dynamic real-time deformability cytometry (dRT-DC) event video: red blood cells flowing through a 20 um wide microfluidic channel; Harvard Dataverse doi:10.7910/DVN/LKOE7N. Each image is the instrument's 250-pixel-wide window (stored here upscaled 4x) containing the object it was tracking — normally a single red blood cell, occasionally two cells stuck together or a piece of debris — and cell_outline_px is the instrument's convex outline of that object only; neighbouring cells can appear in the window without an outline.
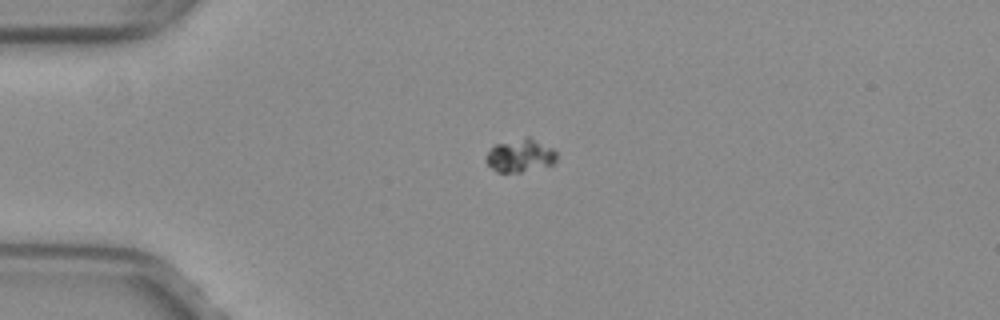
{"species": "common noctule bat (a hibernating species)", "species_latin": "Nyctalus noctula", "temperature_condition": "warm", "stored_images_in_passage": 40, "camera_frame_rate_fps": 3000, "um_per_image_px": 0.085, "animal": {"sex": "female", "body_mass_g": 29.2, "forearm_length_mm": 56.3}, "frame": {"image": 1, "passage_image": 1, "time_ms": 0.0, "image_size_px": [1000, 320], "cell_outline_px": [[556, 160], [552, 164], [520, 172], [496, 172], [488, 164], [488, 152], [496, 144], [524, 136], [528, 136], [552, 148], [556, 152]], "centroid_in_image_um": [44.23, 13.21], "position_along_channel_um": 40.8, "area_um2": 13.29}}
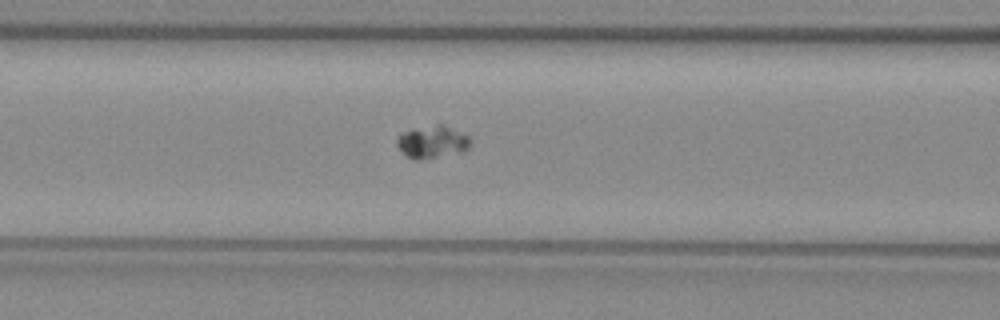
{"frame": {"image": 2, "passage_image": 10, "time_ms": 3.0, "image_size_px": [1000, 320], "cell_outline_px": [[472, 140], [468, 148], [460, 152], [420, 160], [412, 160], [396, 144], [396, 140], [400, 132], [436, 124], [444, 124], [468, 136]], "centroid_in_image_um": [36.74, 12.06], "position_along_channel_um": 129.9, "area_um2": 13.81}}
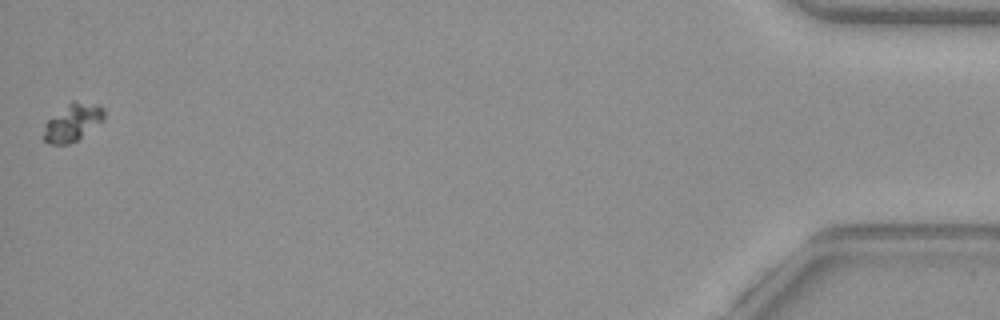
{"frame": {"image": 3, "passage_image": 40, "time_ms": 13.0, "image_size_px": [1000, 320], "cell_outline_px": [[104, 120], [76, 140], [68, 144], [48, 144], [44, 140], [44, 124], [48, 120], [72, 100], [76, 100], [100, 104], [104, 108]], "centroid_in_image_um": [6.19, 10.38], "position_along_channel_um": 429.0, "area_um2": 13.18}}